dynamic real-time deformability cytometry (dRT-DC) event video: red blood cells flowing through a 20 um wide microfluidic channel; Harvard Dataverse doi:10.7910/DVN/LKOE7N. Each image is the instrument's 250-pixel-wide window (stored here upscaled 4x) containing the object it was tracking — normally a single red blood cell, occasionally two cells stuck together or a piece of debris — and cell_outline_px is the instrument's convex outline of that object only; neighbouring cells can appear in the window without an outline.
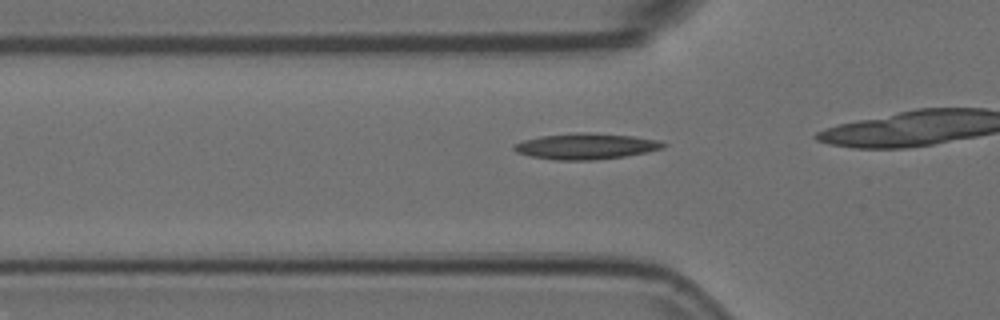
{"species": "Egyptian fruit bat (a non-hibernating species)", "species_latin": "Rousettus aegyptiacus", "temperature_condition": "room temperature", "stored_images_in_passage": 26, "camera_frame_rate_fps": 3000, "um_per_image_px": 0.085, "animal": {"sex": "female"}, "frame": {"image": 1, "passage_image": 14, "time_ms": 4.333, "image_size_px": [1000, 320], "cell_outline_px": [[668, 144], [664, 148], [648, 152], [624, 156], [596, 160], [552, 160], [532, 156], [516, 152], [512, 148], [512, 144], [524, 140], [540, 136], [580, 132], [588, 132], [632, 136], [660, 140]], "centroid_in_image_um": [49.82, 12.43], "position_along_channel_um": 76.0, "area_um2": 22.72}}
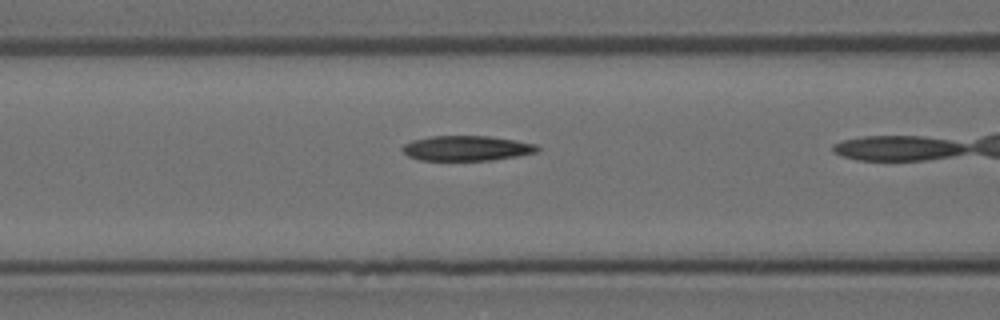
{"frame": {"image": 2, "passage_image": 18, "time_ms": 5.667, "image_size_px": [1000, 320], "cell_outline_px": [[540, 148], [536, 152], [516, 156], [492, 160], [420, 160], [408, 156], [400, 148], [404, 144], [412, 140], [428, 136], [488, 136], [516, 140], [536, 144]], "centroid_in_image_um": [39.64, 12.59], "position_along_channel_um": 127.0, "area_um2": 19.71}}
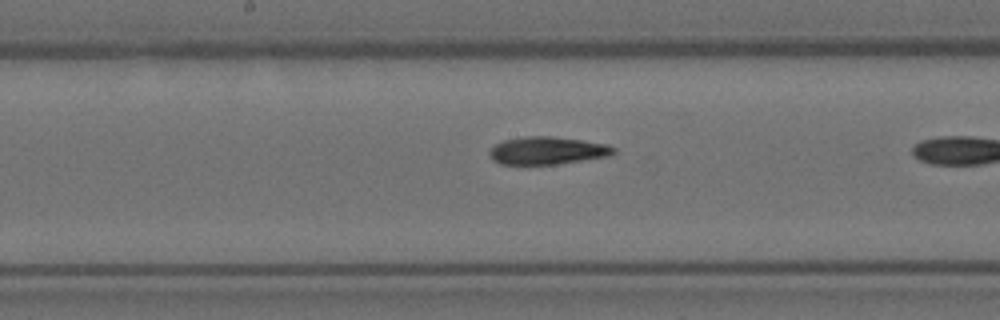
{"frame": {"image": 3, "passage_image": 24, "time_ms": 7.667, "image_size_px": [1000, 320], "cell_outline_px": [[616, 152], [608, 156], [556, 164], [500, 164], [492, 160], [488, 156], [488, 152], [496, 144], [504, 140], [524, 136], [548, 136], [580, 140], [604, 144], [616, 148]], "centroid_in_image_um": [46.47, 12.8], "position_along_channel_um": 201.7, "area_um2": 19.83}}